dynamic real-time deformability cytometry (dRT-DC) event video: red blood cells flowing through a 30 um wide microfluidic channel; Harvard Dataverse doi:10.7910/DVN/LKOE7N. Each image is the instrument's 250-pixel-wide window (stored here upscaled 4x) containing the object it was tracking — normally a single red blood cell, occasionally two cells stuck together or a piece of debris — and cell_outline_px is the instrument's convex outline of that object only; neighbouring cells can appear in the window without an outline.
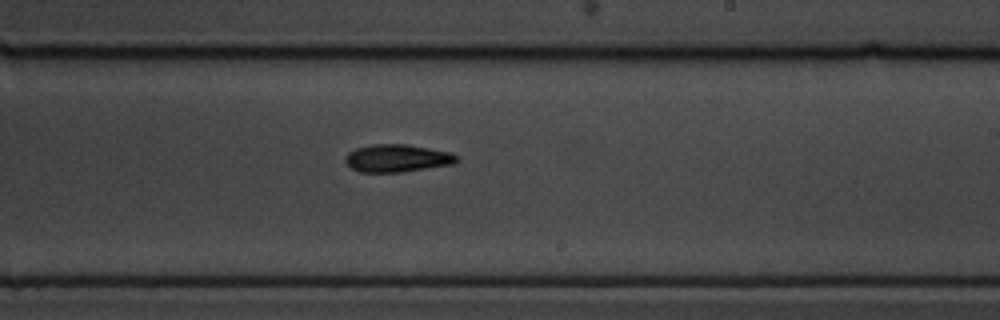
{"species": "common noctule bat (a hibernating species)", "species_latin": "Nyctalus noctula", "temperature_condition": "cold", "stored_images_in_passage": 11, "camera_frame_rate_fps": 3000, "um_per_image_px": 0.085, "animal": {"sex": "male", "body_mass_g": 19.5, "forearm_length_mm": 54.6}, "frame": {"image": 1, "passage_image": 11, "time_ms": 12.333, "image_size_px": [1000, 320], "cell_outline_px": [[460, 160], [452, 164], [400, 172], [360, 172], [352, 168], [344, 160], [344, 156], [348, 152], [356, 148], [372, 144], [408, 144], [452, 152]], "centroid_in_image_um": [33.75, 13.43], "position_along_channel_um": 255.3, "area_um2": 17.98}}